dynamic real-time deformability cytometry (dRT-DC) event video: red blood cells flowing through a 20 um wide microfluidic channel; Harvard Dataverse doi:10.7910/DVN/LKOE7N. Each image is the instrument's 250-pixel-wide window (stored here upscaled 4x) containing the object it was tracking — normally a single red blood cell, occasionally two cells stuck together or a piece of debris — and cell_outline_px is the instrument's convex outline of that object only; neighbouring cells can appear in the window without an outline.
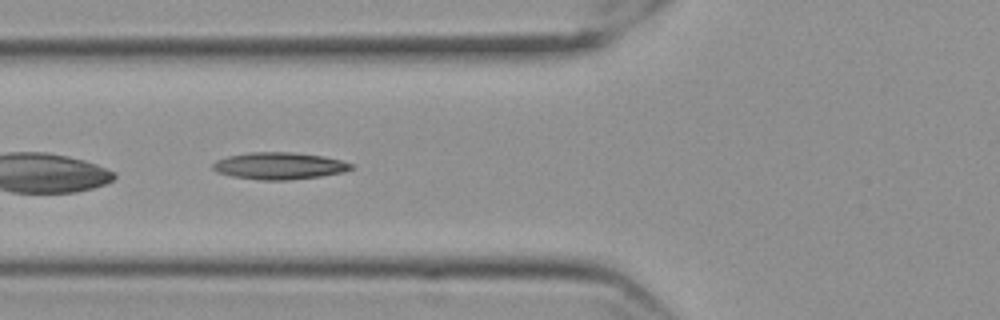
{"species": "Egyptian fruit bat (a non-hibernating species)", "species_latin": "Rousettus aegyptiacus", "temperature_condition": "cold", "stored_images_in_passage": 19, "camera_frame_rate_fps": 3000, "um_per_image_px": 0.085, "frame": {"image": 1, "passage_image": 4, "time_ms": 1.0, "image_size_px": [1000, 320], "cell_outline_px": [[352, 168], [344, 172], [320, 176], [288, 180], [260, 180], [232, 176], [216, 172], [212, 168], [212, 164], [216, 160], [228, 156], [252, 152], [292, 152], [324, 156], [340, 160], [352, 164]], "centroid_in_image_um": [23.71, 14.1], "position_along_channel_um": 102.1, "area_um2": 21.68}}
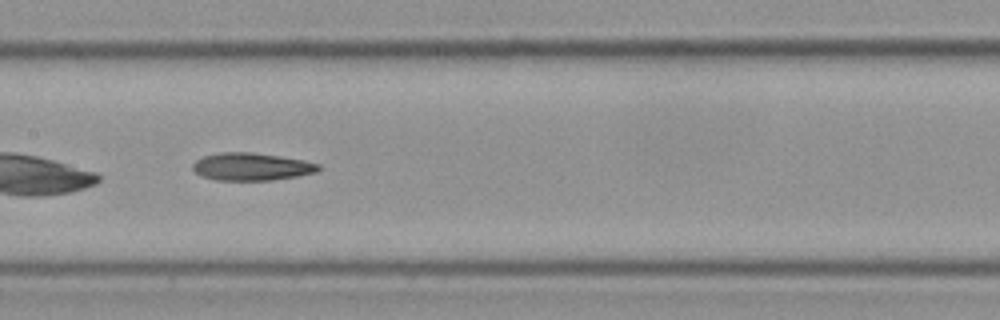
{"frame": {"image": 2, "passage_image": 11, "time_ms": 3.333, "image_size_px": [1000, 320], "cell_outline_px": [[320, 168], [316, 172], [296, 176], [272, 180], [216, 180], [200, 176], [192, 168], [192, 164], [196, 160], [204, 156], [220, 152], [252, 152], [300, 160], [320, 164]], "centroid_in_image_um": [21.32, 14.17], "position_along_channel_um": 186.1, "area_um2": 20.0}}